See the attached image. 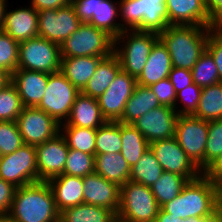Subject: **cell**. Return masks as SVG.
I'll return each mask as SVG.
<instances>
[{
    "label": "cell",
    "mask_w": 222,
    "mask_h": 222,
    "mask_svg": "<svg viewBox=\"0 0 222 222\" xmlns=\"http://www.w3.org/2000/svg\"><path fill=\"white\" fill-rule=\"evenodd\" d=\"M116 214L105 207L79 204L60 212V222H115Z\"/></svg>",
    "instance_id": "f546056e"
},
{
    "label": "cell",
    "mask_w": 222,
    "mask_h": 222,
    "mask_svg": "<svg viewBox=\"0 0 222 222\" xmlns=\"http://www.w3.org/2000/svg\"><path fill=\"white\" fill-rule=\"evenodd\" d=\"M35 147L37 182L63 174L69 147L61 133Z\"/></svg>",
    "instance_id": "ac0fdd59"
},
{
    "label": "cell",
    "mask_w": 222,
    "mask_h": 222,
    "mask_svg": "<svg viewBox=\"0 0 222 222\" xmlns=\"http://www.w3.org/2000/svg\"><path fill=\"white\" fill-rule=\"evenodd\" d=\"M54 195L58 212L83 203V179L61 174L47 181Z\"/></svg>",
    "instance_id": "603a6c76"
},
{
    "label": "cell",
    "mask_w": 222,
    "mask_h": 222,
    "mask_svg": "<svg viewBox=\"0 0 222 222\" xmlns=\"http://www.w3.org/2000/svg\"><path fill=\"white\" fill-rule=\"evenodd\" d=\"M24 145L16 121H0V157Z\"/></svg>",
    "instance_id": "60d3db41"
},
{
    "label": "cell",
    "mask_w": 222,
    "mask_h": 222,
    "mask_svg": "<svg viewBox=\"0 0 222 222\" xmlns=\"http://www.w3.org/2000/svg\"><path fill=\"white\" fill-rule=\"evenodd\" d=\"M79 91L61 72L48 73L45 94L37 108L49 114L60 125L70 116Z\"/></svg>",
    "instance_id": "9c48e42d"
},
{
    "label": "cell",
    "mask_w": 222,
    "mask_h": 222,
    "mask_svg": "<svg viewBox=\"0 0 222 222\" xmlns=\"http://www.w3.org/2000/svg\"><path fill=\"white\" fill-rule=\"evenodd\" d=\"M219 27L222 29V22H221V23H219Z\"/></svg>",
    "instance_id": "91938a15"
},
{
    "label": "cell",
    "mask_w": 222,
    "mask_h": 222,
    "mask_svg": "<svg viewBox=\"0 0 222 222\" xmlns=\"http://www.w3.org/2000/svg\"><path fill=\"white\" fill-rule=\"evenodd\" d=\"M161 106L150 87L136 85L133 94L126 102L125 111L119 122L132 124L150 110Z\"/></svg>",
    "instance_id": "f1b7e54d"
},
{
    "label": "cell",
    "mask_w": 222,
    "mask_h": 222,
    "mask_svg": "<svg viewBox=\"0 0 222 222\" xmlns=\"http://www.w3.org/2000/svg\"><path fill=\"white\" fill-rule=\"evenodd\" d=\"M72 5L82 23L104 30L113 39L124 31L121 23L114 22L119 15V3L115 4L111 0H72Z\"/></svg>",
    "instance_id": "7c38bea8"
},
{
    "label": "cell",
    "mask_w": 222,
    "mask_h": 222,
    "mask_svg": "<svg viewBox=\"0 0 222 222\" xmlns=\"http://www.w3.org/2000/svg\"><path fill=\"white\" fill-rule=\"evenodd\" d=\"M216 201H222V177H220L215 183Z\"/></svg>",
    "instance_id": "11a10c76"
},
{
    "label": "cell",
    "mask_w": 222,
    "mask_h": 222,
    "mask_svg": "<svg viewBox=\"0 0 222 222\" xmlns=\"http://www.w3.org/2000/svg\"><path fill=\"white\" fill-rule=\"evenodd\" d=\"M0 222H19V221H16L9 214H3V215H0Z\"/></svg>",
    "instance_id": "680465c9"
},
{
    "label": "cell",
    "mask_w": 222,
    "mask_h": 222,
    "mask_svg": "<svg viewBox=\"0 0 222 222\" xmlns=\"http://www.w3.org/2000/svg\"><path fill=\"white\" fill-rule=\"evenodd\" d=\"M188 180L179 174L163 171L160 178L150 187L160 208L174 198L182 191Z\"/></svg>",
    "instance_id": "836d02e7"
},
{
    "label": "cell",
    "mask_w": 222,
    "mask_h": 222,
    "mask_svg": "<svg viewBox=\"0 0 222 222\" xmlns=\"http://www.w3.org/2000/svg\"><path fill=\"white\" fill-rule=\"evenodd\" d=\"M163 171L184 176L188 181L197 179L202 171L192 162L175 137L149 144Z\"/></svg>",
    "instance_id": "5bb4252c"
},
{
    "label": "cell",
    "mask_w": 222,
    "mask_h": 222,
    "mask_svg": "<svg viewBox=\"0 0 222 222\" xmlns=\"http://www.w3.org/2000/svg\"><path fill=\"white\" fill-rule=\"evenodd\" d=\"M205 148V169L222 154V119L210 120Z\"/></svg>",
    "instance_id": "b9f144b4"
},
{
    "label": "cell",
    "mask_w": 222,
    "mask_h": 222,
    "mask_svg": "<svg viewBox=\"0 0 222 222\" xmlns=\"http://www.w3.org/2000/svg\"><path fill=\"white\" fill-rule=\"evenodd\" d=\"M72 4L38 12L39 36L61 45L81 25Z\"/></svg>",
    "instance_id": "4fadbf2b"
},
{
    "label": "cell",
    "mask_w": 222,
    "mask_h": 222,
    "mask_svg": "<svg viewBox=\"0 0 222 222\" xmlns=\"http://www.w3.org/2000/svg\"><path fill=\"white\" fill-rule=\"evenodd\" d=\"M8 214L19 222H59L60 215L47 181L16 188Z\"/></svg>",
    "instance_id": "7a4b0ae2"
},
{
    "label": "cell",
    "mask_w": 222,
    "mask_h": 222,
    "mask_svg": "<svg viewBox=\"0 0 222 222\" xmlns=\"http://www.w3.org/2000/svg\"><path fill=\"white\" fill-rule=\"evenodd\" d=\"M193 83L203 88L219 83L218 68L214 58L206 50L191 69Z\"/></svg>",
    "instance_id": "8d00e7d4"
},
{
    "label": "cell",
    "mask_w": 222,
    "mask_h": 222,
    "mask_svg": "<svg viewBox=\"0 0 222 222\" xmlns=\"http://www.w3.org/2000/svg\"><path fill=\"white\" fill-rule=\"evenodd\" d=\"M60 133L69 148L95 155L96 129L60 126Z\"/></svg>",
    "instance_id": "d590c367"
},
{
    "label": "cell",
    "mask_w": 222,
    "mask_h": 222,
    "mask_svg": "<svg viewBox=\"0 0 222 222\" xmlns=\"http://www.w3.org/2000/svg\"><path fill=\"white\" fill-rule=\"evenodd\" d=\"M11 82V75L0 68V89L4 88L8 83Z\"/></svg>",
    "instance_id": "db71d44e"
},
{
    "label": "cell",
    "mask_w": 222,
    "mask_h": 222,
    "mask_svg": "<svg viewBox=\"0 0 222 222\" xmlns=\"http://www.w3.org/2000/svg\"><path fill=\"white\" fill-rule=\"evenodd\" d=\"M163 169L149 148L130 169L129 181L151 187L162 175Z\"/></svg>",
    "instance_id": "d6a6232c"
},
{
    "label": "cell",
    "mask_w": 222,
    "mask_h": 222,
    "mask_svg": "<svg viewBox=\"0 0 222 222\" xmlns=\"http://www.w3.org/2000/svg\"><path fill=\"white\" fill-rule=\"evenodd\" d=\"M124 30L114 39L113 53L118 57L122 71L138 78L145 67L154 44L159 40V33L152 31ZM127 37V38H126ZM124 38H126L124 40ZM124 45H119L121 40ZM119 48V49H118Z\"/></svg>",
    "instance_id": "5b68a950"
},
{
    "label": "cell",
    "mask_w": 222,
    "mask_h": 222,
    "mask_svg": "<svg viewBox=\"0 0 222 222\" xmlns=\"http://www.w3.org/2000/svg\"><path fill=\"white\" fill-rule=\"evenodd\" d=\"M169 25L218 27L209 15L204 0H166Z\"/></svg>",
    "instance_id": "d6986e66"
},
{
    "label": "cell",
    "mask_w": 222,
    "mask_h": 222,
    "mask_svg": "<svg viewBox=\"0 0 222 222\" xmlns=\"http://www.w3.org/2000/svg\"><path fill=\"white\" fill-rule=\"evenodd\" d=\"M206 50L214 58L218 68L219 80L222 83V29L218 26L214 28L208 37Z\"/></svg>",
    "instance_id": "f6af8a7d"
},
{
    "label": "cell",
    "mask_w": 222,
    "mask_h": 222,
    "mask_svg": "<svg viewBox=\"0 0 222 222\" xmlns=\"http://www.w3.org/2000/svg\"><path fill=\"white\" fill-rule=\"evenodd\" d=\"M130 169L120 152L95 155V173L119 187L129 181Z\"/></svg>",
    "instance_id": "83f0119b"
},
{
    "label": "cell",
    "mask_w": 222,
    "mask_h": 222,
    "mask_svg": "<svg viewBox=\"0 0 222 222\" xmlns=\"http://www.w3.org/2000/svg\"><path fill=\"white\" fill-rule=\"evenodd\" d=\"M24 144L39 145L60 133V124L37 107H24L16 120Z\"/></svg>",
    "instance_id": "9a60e30c"
},
{
    "label": "cell",
    "mask_w": 222,
    "mask_h": 222,
    "mask_svg": "<svg viewBox=\"0 0 222 222\" xmlns=\"http://www.w3.org/2000/svg\"><path fill=\"white\" fill-rule=\"evenodd\" d=\"M24 107H37L45 94L48 73L17 69L11 75Z\"/></svg>",
    "instance_id": "7402d4cb"
},
{
    "label": "cell",
    "mask_w": 222,
    "mask_h": 222,
    "mask_svg": "<svg viewBox=\"0 0 222 222\" xmlns=\"http://www.w3.org/2000/svg\"><path fill=\"white\" fill-rule=\"evenodd\" d=\"M161 208L181 219L211 215L216 211L215 184L202 174L188 181L181 193Z\"/></svg>",
    "instance_id": "3957f363"
},
{
    "label": "cell",
    "mask_w": 222,
    "mask_h": 222,
    "mask_svg": "<svg viewBox=\"0 0 222 222\" xmlns=\"http://www.w3.org/2000/svg\"><path fill=\"white\" fill-rule=\"evenodd\" d=\"M168 78L176 93L193 84L191 70L185 68L172 67Z\"/></svg>",
    "instance_id": "bcb514c9"
},
{
    "label": "cell",
    "mask_w": 222,
    "mask_h": 222,
    "mask_svg": "<svg viewBox=\"0 0 222 222\" xmlns=\"http://www.w3.org/2000/svg\"><path fill=\"white\" fill-rule=\"evenodd\" d=\"M192 115L206 121L222 119V83L202 88L197 109Z\"/></svg>",
    "instance_id": "1f68e13d"
},
{
    "label": "cell",
    "mask_w": 222,
    "mask_h": 222,
    "mask_svg": "<svg viewBox=\"0 0 222 222\" xmlns=\"http://www.w3.org/2000/svg\"><path fill=\"white\" fill-rule=\"evenodd\" d=\"M122 148L120 153L130 167L134 166L141 156L149 149L148 141L132 125L120 122Z\"/></svg>",
    "instance_id": "4dcf8cb0"
},
{
    "label": "cell",
    "mask_w": 222,
    "mask_h": 222,
    "mask_svg": "<svg viewBox=\"0 0 222 222\" xmlns=\"http://www.w3.org/2000/svg\"><path fill=\"white\" fill-rule=\"evenodd\" d=\"M209 15L219 24L222 22V0H204Z\"/></svg>",
    "instance_id": "f907efd6"
},
{
    "label": "cell",
    "mask_w": 222,
    "mask_h": 222,
    "mask_svg": "<svg viewBox=\"0 0 222 222\" xmlns=\"http://www.w3.org/2000/svg\"><path fill=\"white\" fill-rule=\"evenodd\" d=\"M7 0H0V31L4 23L5 9H6Z\"/></svg>",
    "instance_id": "9f6ffc18"
},
{
    "label": "cell",
    "mask_w": 222,
    "mask_h": 222,
    "mask_svg": "<svg viewBox=\"0 0 222 222\" xmlns=\"http://www.w3.org/2000/svg\"><path fill=\"white\" fill-rule=\"evenodd\" d=\"M202 174L215 183L220 177H222V154L213 161Z\"/></svg>",
    "instance_id": "681fc988"
},
{
    "label": "cell",
    "mask_w": 222,
    "mask_h": 222,
    "mask_svg": "<svg viewBox=\"0 0 222 222\" xmlns=\"http://www.w3.org/2000/svg\"><path fill=\"white\" fill-rule=\"evenodd\" d=\"M201 92L202 88L195 83L178 91L176 94V101H181L184 106L181 110L178 109L177 113L179 115H192L197 109Z\"/></svg>",
    "instance_id": "7bdbcfd3"
},
{
    "label": "cell",
    "mask_w": 222,
    "mask_h": 222,
    "mask_svg": "<svg viewBox=\"0 0 222 222\" xmlns=\"http://www.w3.org/2000/svg\"><path fill=\"white\" fill-rule=\"evenodd\" d=\"M208 126V121L194 115H179L174 136L184 152L202 172L205 170Z\"/></svg>",
    "instance_id": "30bf717a"
},
{
    "label": "cell",
    "mask_w": 222,
    "mask_h": 222,
    "mask_svg": "<svg viewBox=\"0 0 222 222\" xmlns=\"http://www.w3.org/2000/svg\"><path fill=\"white\" fill-rule=\"evenodd\" d=\"M217 220H222V201H216Z\"/></svg>",
    "instance_id": "6f0895ef"
},
{
    "label": "cell",
    "mask_w": 222,
    "mask_h": 222,
    "mask_svg": "<svg viewBox=\"0 0 222 222\" xmlns=\"http://www.w3.org/2000/svg\"><path fill=\"white\" fill-rule=\"evenodd\" d=\"M95 173V155L69 148L63 174L85 177Z\"/></svg>",
    "instance_id": "74e56055"
},
{
    "label": "cell",
    "mask_w": 222,
    "mask_h": 222,
    "mask_svg": "<svg viewBox=\"0 0 222 222\" xmlns=\"http://www.w3.org/2000/svg\"><path fill=\"white\" fill-rule=\"evenodd\" d=\"M155 93L159 103L161 105L169 106L175 109L177 112L178 105L176 103V92L173 84L170 82L169 78L160 80L159 82L149 86Z\"/></svg>",
    "instance_id": "ee69618b"
},
{
    "label": "cell",
    "mask_w": 222,
    "mask_h": 222,
    "mask_svg": "<svg viewBox=\"0 0 222 222\" xmlns=\"http://www.w3.org/2000/svg\"><path fill=\"white\" fill-rule=\"evenodd\" d=\"M154 222H183V219L173 216V214H169L160 208Z\"/></svg>",
    "instance_id": "816d5d0a"
},
{
    "label": "cell",
    "mask_w": 222,
    "mask_h": 222,
    "mask_svg": "<svg viewBox=\"0 0 222 222\" xmlns=\"http://www.w3.org/2000/svg\"><path fill=\"white\" fill-rule=\"evenodd\" d=\"M165 1L120 0L119 16L124 21V24H121L122 29L157 33L164 31L169 26Z\"/></svg>",
    "instance_id": "277c9868"
},
{
    "label": "cell",
    "mask_w": 222,
    "mask_h": 222,
    "mask_svg": "<svg viewBox=\"0 0 222 222\" xmlns=\"http://www.w3.org/2000/svg\"><path fill=\"white\" fill-rule=\"evenodd\" d=\"M114 39L104 30L89 23H81L61 45V58L109 57L113 53Z\"/></svg>",
    "instance_id": "52a82bcc"
},
{
    "label": "cell",
    "mask_w": 222,
    "mask_h": 222,
    "mask_svg": "<svg viewBox=\"0 0 222 222\" xmlns=\"http://www.w3.org/2000/svg\"><path fill=\"white\" fill-rule=\"evenodd\" d=\"M103 58L105 57L83 56L61 58L60 71L79 91H82Z\"/></svg>",
    "instance_id": "484cf974"
},
{
    "label": "cell",
    "mask_w": 222,
    "mask_h": 222,
    "mask_svg": "<svg viewBox=\"0 0 222 222\" xmlns=\"http://www.w3.org/2000/svg\"><path fill=\"white\" fill-rule=\"evenodd\" d=\"M19 42L0 31V68L12 75L18 69Z\"/></svg>",
    "instance_id": "ab89813d"
},
{
    "label": "cell",
    "mask_w": 222,
    "mask_h": 222,
    "mask_svg": "<svg viewBox=\"0 0 222 222\" xmlns=\"http://www.w3.org/2000/svg\"><path fill=\"white\" fill-rule=\"evenodd\" d=\"M83 179V203L102 206L117 214L120 205V187L97 173Z\"/></svg>",
    "instance_id": "ffe728a7"
},
{
    "label": "cell",
    "mask_w": 222,
    "mask_h": 222,
    "mask_svg": "<svg viewBox=\"0 0 222 222\" xmlns=\"http://www.w3.org/2000/svg\"><path fill=\"white\" fill-rule=\"evenodd\" d=\"M178 116L174 108L161 105L139 117L132 125L151 144L175 136Z\"/></svg>",
    "instance_id": "e0dca14e"
},
{
    "label": "cell",
    "mask_w": 222,
    "mask_h": 222,
    "mask_svg": "<svg viewBox=\"0 0 222 222\" xmlns=\"http://www.w3.org/2000/svg\"><path fill=\"white\" fill-rule=\"evenodd\" d=\"M122 148L120 122L106 121L96 129L95 155L119 153Z\"/></svg>",
    "instance_id": "e575fe53"
},
{
    "label": "cell",
    "mask_w": 222,
    "mask_h": 222,
    "mask_svg": "<svg viewBox=\"0 0 222 222\" xmlns=\"http://www.w3.org/2000/svg\"><path fill=\"white\" fill-rule=\"evenodd\" d=\"M72 4V0H32L31 6L37 11L44 9H59Z\"/></svg>",
    "instance_id": "c3c4849f"
},
{
    "label": "cell",
    "mask_w": 222,
    "mask_h": 222,
    "mask_svg": "<svg viewBox=\"0 0 222 222\" xmlns=\"http://www.w3.org/2000/svg\"><path fill=\"white\" fill-rule=\"evenodd\" d=\"M2 31L19 43L38 37V12L31 5L9 12L6 8Z\"/></svg>",
    "instance_id": "44dd1931"
},
{
    "label": "cell",
    "mask_w": 222,
    "mask_h": 222,
    "mask_svg": "<svg viewBox=\"0 0 222 222\" xmlns=\"http://www.w3.org/2000/svg\"><path fill=\"white\" fill-rule=\"evenodd\" d=\"M18 69L49 74L60 71V45L40 36L20 42Z\"/></svg>",
    "instance_id": "ba28073f"
},
{
    "label": "cell",
    "mask_w": 222,
    "mask_h": 222,
    "mask_svg": "<svg viewBox=\"0 0 222 222\" xmlns=\"http://www.w3.org/2000/svg\"><path fill=\"white\" fill-rule=\"evenodd\" d=\"M16 187L0 178V215L8 214Z\"/></svg>",
    "instance_id": "7dc6e473"
},
{
    "label": "cell",
    "mask_w": 222,
    "mask_h": 222,
    "mask_svg": "<svg viewBox=\"0 0 222 222\" xmlns=\"http://www.w3.org/2000/svg\"><path fill=\"white\" fill-rule=\"evenodd\" d=\"M0 178L16 188L37 182L36 147L24 144L15 152L1 156Z\"/></svg>",
    "instance_id": "8fae6325"
},
{
    "label": "cell",
    "mask_w": 222,
    "mask_h": 222,
    "mask_svg": "<svg viewBox=\"0 0 222 222\" xmlns=\"http://www.w3.org/2000/svg\"><path fill=\"white\" fill-rule=\"evenodd\" d=\"M183 222H217V212L215 211L213 214L204 217L191 216L183 219Z\"/></svg>",
    "instance_id": "f5cc1de1"
},
{
    "label": "cell",
    "mask_w": 222,
    "mask_h": 222,
    "mask_svg": "<svg viewBox=\"0 0 222 222\" xmlns=\"http://www.w3.org/2000/svg\"><path fill=\"white\" fill-rule=\"evenodd\" d=\"M158 205L150 187L127 181L120 187V205L116 214L121 222H154Z\"/></svg>",
    "instance_id": "8992f818"
},
{
    "label": "cell",
    "mask_w": 222,
    "mask_h": 222,
    "mask_svg": "<svg viewBox=\"0 0 222 222\" xmlns=\"http://www.w3.org/2000/svg\"><path fill=\"white\" fill-rule=\"evenodd\" d=\"M216 27L197 25H169L159 33L167 47L172 67L191 70L206 51L210 32Z\"/></svg>",
    "instance_id": "6da1fadb"
},
{
    "label": "cell",
    "mask_w": 222,
    "mask_h": 222,
    "mask_svg": "<svg viewBox=\"0 0 222 222\" xmlns=\"http://www.w3.org/2000/svg\"><path fill=\"white\" fill-rule=\"evenodd\" d=\"M137 85L136 78L120 71L108 89L97 98L102 116L107 121H119Z\"/></svg>",
    "instance_id": "2e32d148"
},
{
    "label": "cell",
    "mask_w": 222,
    "mask_h": 222,
    "mask_svg": "<svg viewBox=\"0 0 222 222\" xmlns=\"http://www.w3.org/2000/svg\"><path fill=\"white\" fill-rule=\"evenodd\" d=\"M121 70L118 57L112 53L99 62L95 73L81 92L97 99L108 89Z\"/></svg>",
    "instance_id": "4316f807"
},
{
    "label": "cell",
    "mask_w": 222,
    "mask_h": 222,
    "mask_svg": "<svg viewBox=\"0 0 222 222\" xmlns=\"http://www.w3.org/2000/svg\"><path fill=\"white\" fill-rule=\"evenodd\" d=\"M23 108L17 88L12 82L0 89V121H16Z\"/></svg>",
    "instance_id": "f35d334b"
},
{
    "label": "cell",
    "mask_w": 222,
    "mask_h": 222,
    "mask_svg": "<svg viewBox=\"0 0 222 222\" xmlns=\"http://www.w3.org/2000/svg\"><path fill=\"white\" fill-rule=\"evenodd\" d=\"M171 69L172 63L167 47L159 39L152 47L142 73L136 79L137 84L149 87L162 79L168 78Z\"/></svg>",
    "instance_id": "d4e9b609"
},
{
    "label": "cell",
    "mask_w": 222,
    "mask_h": 222,
    "mask_svg": "<svg viewBox=\"0 0 222 222\" xmlns=\"http://www.w3.org/2000/svg\"><path fill=\"white\" fill-rule=\"evenodd\" d=\"M106 121L102 116L98 100L80 92L72 105L69 118L60 126L97 129Z\"/></svg>",
    "instance_id": "cb8c5ba5"
}]
</instances>
